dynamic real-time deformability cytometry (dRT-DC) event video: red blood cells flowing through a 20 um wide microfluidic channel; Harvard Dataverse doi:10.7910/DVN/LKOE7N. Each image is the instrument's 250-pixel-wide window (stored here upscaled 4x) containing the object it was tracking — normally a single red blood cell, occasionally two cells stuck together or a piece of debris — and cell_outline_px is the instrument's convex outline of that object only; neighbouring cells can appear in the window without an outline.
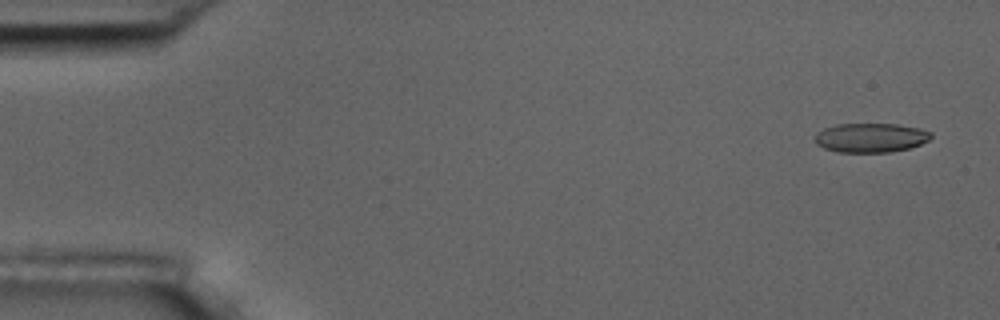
{"species": "common noctule bat (a hibernating species)", "species_latin": "Nyctalus noctula", "temperature_condition": "room temperature", "stored_images_in_passage": 6, "camera_frame_rate_fps": 3000, "um_per_image_px": 0.085, "animal": {"sex": "male", "body_mass_g": 17.5, "forearm_length_mm": 52.3}, "frame": {"image": 1, "passage_image": 1, "time_ms": 0.0, "image_size_px": [1000, 320], "cell_outline_px": [[932, 136], [928, 140], [912, 148], [888, 152], [836, 152], [824, 148], [816, 144], [816, 132], [824, 128], [836, 124], [896, 124], [920, 128], [932, 132]], "centroid_in_image_um": [74.02, 11.7], "position_along_channel_um": 11.0, "area_um2": 19.88}}
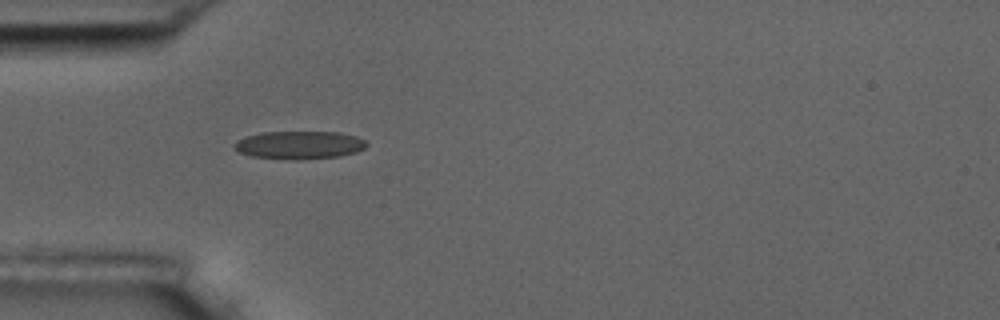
{"frame": {"image": 2, "passage_image": 5, "time_ms": 4.667, "image_size_px": [1000, 320], "cell_outline_px": [[368, 144], [364, 148], [356, 152], [340, 156], [296, 160], [292, 160], [252, 156], [240, 152], [232, 148], [232, 144], [236, 140], [244, 136], [264, 132], [340, 132], [356, 136], [364, 140]], "centroid_in_image_um": [25.41, 12.32], "position_along_channel_um": 59.6, "area_um2": 21.73}}